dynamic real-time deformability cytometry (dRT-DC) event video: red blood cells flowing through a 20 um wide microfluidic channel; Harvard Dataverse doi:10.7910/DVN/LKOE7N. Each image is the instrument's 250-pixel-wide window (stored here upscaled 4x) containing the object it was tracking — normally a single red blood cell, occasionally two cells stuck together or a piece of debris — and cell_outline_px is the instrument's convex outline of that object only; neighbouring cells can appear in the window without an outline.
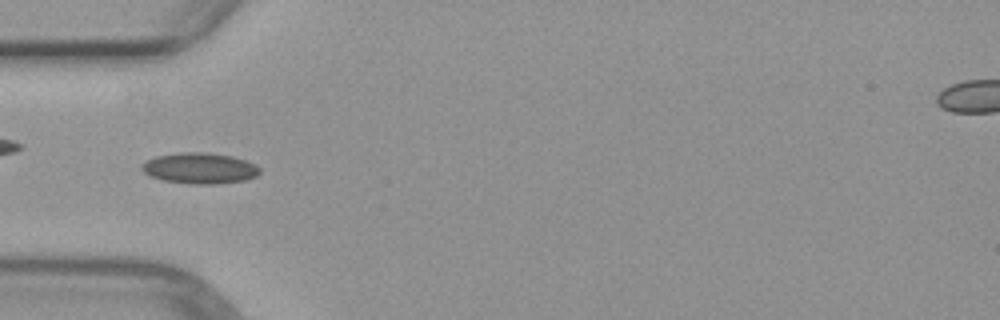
{"species": "common noctule bat (a hibernating species)", "species_latin": "Nyctalus noctula", "temperature_condition": "warm", "stored_images_in_passage": 40, "camera_frame_rate_fps": 3000, "um_per_image_px": 0.085, "animal": {"sex": "female", "body_mass_g": 29.2, "forearm_length_mm": 56.3}, "frame": {"image": 1, "passage_image": 6, "time_ms": 1.667, "image_size_px": [1000, 320], "cell_outline_px": [[260, 172], [256, 176], [244, 180], [216, 184], [188, 184], [160, 180], [144, 172], [140, 168], [148, 160], [156, 156], [180, 152], [204, 152], [232, 156], [256, 164], [260, 168]], "centroid_in_image_um": [16.99, 14.3], "position_along_channel_um": 68.0, "area_um2": 21.21}}
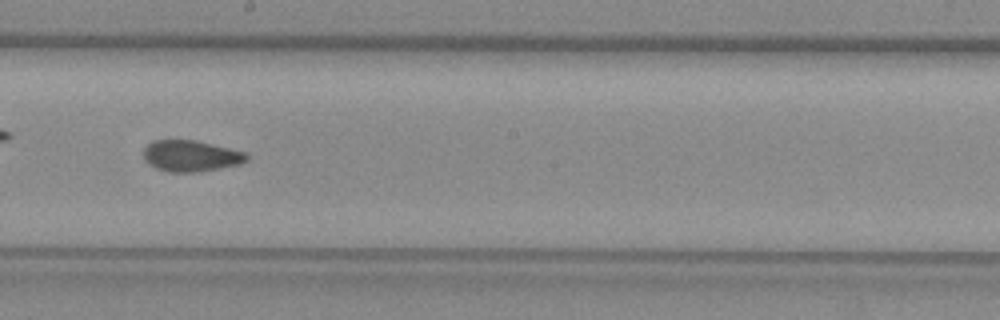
{"frame": {"image": 2, "passage_image": 18, "time_ms": 5.667, "image_size_px": [1000, 320], "cell_outline_px": [[248, 160], [240, 164], [196, 172], [168, 172], [156, 168], [148, 164], [144, 160], [144, 148], [152, 140], [196, 140], [244, 152], [248, 156]], "centroid_in_image_um": [16.18, 13.25], "position_along_channel_um": 232.0, "area_um2": 18.67}}
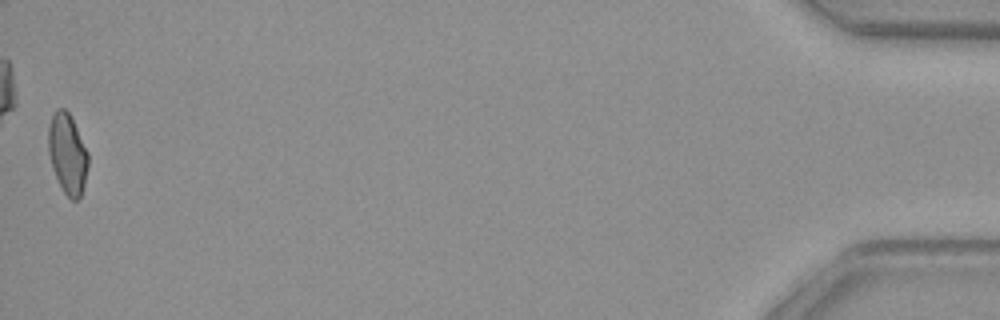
{"frame": {"image": 3, "passage_image": 40, "time_ms": 13.0, "image_size_px": [1000, 320], "cell_outline_px": [[88, 164], [84, 184], [80, 196], [76, 200], [72, 200], [64, 192], [52, 168], [48, 152], [48, 128], [52, 116], [60, 108], [64, 108], [72, 116], [88, 152]], "centroid_in_image_um": [5.74, 13.04], "position_along_channel_um": 429.5, "area_um2": 18.5}}